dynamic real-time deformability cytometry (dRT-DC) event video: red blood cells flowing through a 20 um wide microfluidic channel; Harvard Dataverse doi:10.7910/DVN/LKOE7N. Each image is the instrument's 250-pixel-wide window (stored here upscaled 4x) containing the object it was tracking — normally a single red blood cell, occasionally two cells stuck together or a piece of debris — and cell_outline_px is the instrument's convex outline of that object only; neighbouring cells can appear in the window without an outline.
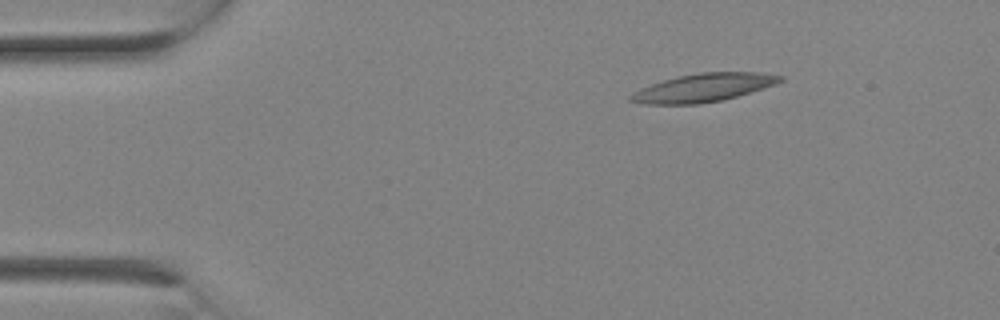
{"species": "Egyptian fruit bat (a non-hibernating species)", "species_latin": "Rousettus aegyptiacus", "temperature_condition": "room temperature", "stored_images_in_passage": 2, "camera_frame_rate_fps": 3000, "um_per_image_px": 0.085, "animal": {"sex": "female"}, "frame": {"image": 1, "passage_image": 1, "time_ms": 0.0, "image_size_px": [1000, 320], "cell_outline_px": [[784, 80], [776, 84], [764, 88], [736, 96], [720, 100], [696, 104], [644, 104], [628, 100], [628, 96], [640, 88], [676, 76], [700, 72], [760, 72], [784, 76]], "centroid_in_image_um": [59.79, 7.44], "position_along_channel_um": 25.2, "area_um2": 24.51}}